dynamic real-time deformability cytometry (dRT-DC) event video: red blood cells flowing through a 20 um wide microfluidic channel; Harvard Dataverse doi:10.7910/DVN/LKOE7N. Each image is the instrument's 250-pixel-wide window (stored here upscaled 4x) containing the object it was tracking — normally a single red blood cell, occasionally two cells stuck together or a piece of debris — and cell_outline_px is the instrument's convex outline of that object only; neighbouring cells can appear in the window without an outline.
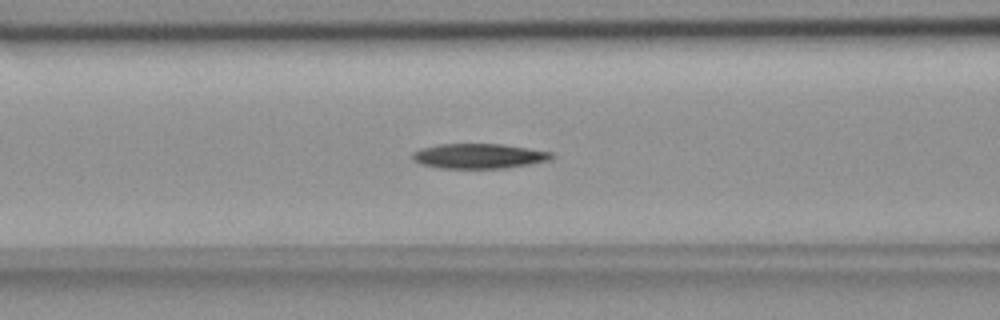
{"species": "common noctule bat (a hibernating species)", "species_latin": "Nyctalus noctula", "temperature_condition": "room temperature", "stored_images_in_passage": 40, "camera_frame_rate_fps": 3000, "um_per_image_px": 0.085, "animal": {"sex": "female", "body_mass_g": 18.4}, "frame": {"image": 1, "passage_image": 8, "time_ms": 2.333, "image_size_px": [1000, 320], "cell_outline_px": [[556, 156], [552, 160], [532, 164], [504, 168], [440, 168], [420, 164], [412, 160], [412, 152], [420, 148], [436, 144], [500, 144], [552, 152]], "centroid_in_image_um": [40.7, 13.27], "position_along_channel_um": 125.9, "area_um2": 20.4}}
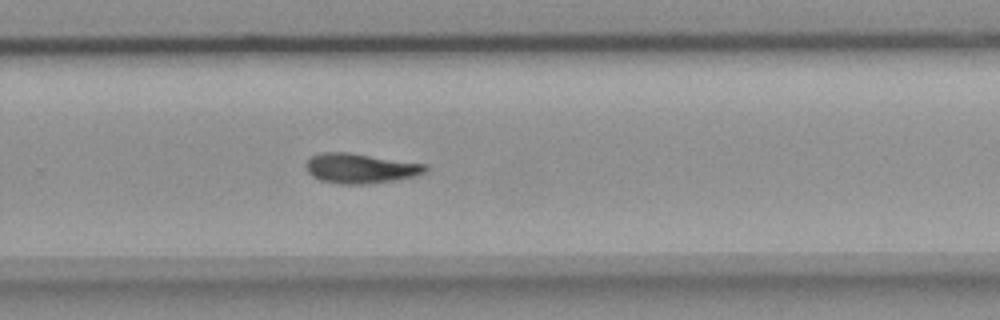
{"frame": {"image": 2, "passage_image": 22, "time_ms": 7.0, "image_size_px": [1000, 320], "cell_outline_px": [[428, 168], [424, 172], [416, 176], [400, 180], [368, 184], [340, 184], [320, 180], [312, 176], [308, 172], [304, 164], [312, 156], [320, 152], [348, 152], [428, 164]], "centroid_in_image_um": [30.66, 14.31], "position_along_channel_um": 299.1, "area_um2": 21.1}}
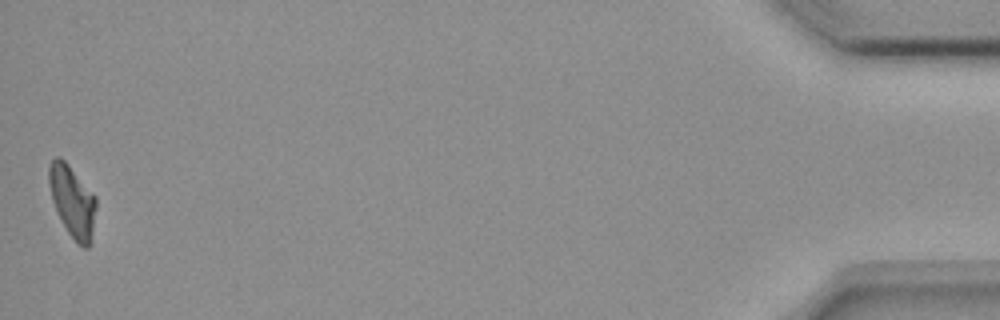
{"frame": {"image": 3, "passage_image": 40, "time_ms": 13.0, "image_size_px": [1000, 320], "cell_outline_px": [[96, 208], [92, 240], [88, 248], [84, 248], [68, 232], [60, 220], [56, 212], [52, 200], [48, 180], [48, 164], [56, 156], [60, 156], [68, 164], [96, 196]], "centroid_in_image_um": [6.15, 17.09], "position_along_channel_um": 429.1, "area_um2": 19.77}, "authors_computed_cell_mechanics": {"area_um2": 20.3745, "velocity_mm_per_s": 3.7282, "shape_relaxation_time_tau1_ms": 10.3368, "shape_relaxation_time_tau2_ms": null, "deformation_change_tau1": 0.2428, "deformation_change_tau2": null}}